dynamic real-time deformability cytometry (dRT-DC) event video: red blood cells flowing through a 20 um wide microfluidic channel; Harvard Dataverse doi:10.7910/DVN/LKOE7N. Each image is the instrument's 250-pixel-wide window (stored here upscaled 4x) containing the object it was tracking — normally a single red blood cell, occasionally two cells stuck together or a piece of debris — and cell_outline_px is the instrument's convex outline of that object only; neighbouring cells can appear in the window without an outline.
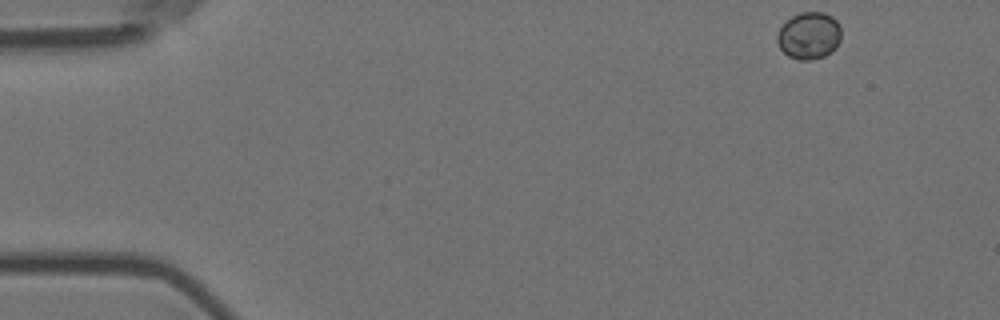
{"species": "Egyptian fruit bat (a non-hibernating species)", "species_latin": "Rousettus aegyptiacus", "temperature_condition": "room temperature", "stored_images_in_passage": 14, "camera_frame_rate_fps": 3000, "um_per_image_px": 0.085, "animal": {"sex": "female"}, "frame": {"image": 1, "passage_image": 1, "time_ms": 0.0, "image_size_px": [1000, 320], "cell_outline_px": [[840, 40], [836, 48], [832, 52], [824, 56], [812, 60], [800, 60], [788, 56], [780, 48], [776, 40], [776, 36], [780, 28], [792, 16], [800, 12], [824, 12], [832, 16], [840, 24]], "centroid_in_image_um": [68.78, 3.03], "position_along_channel_um": 16.2, "area_um2": 17.69}}
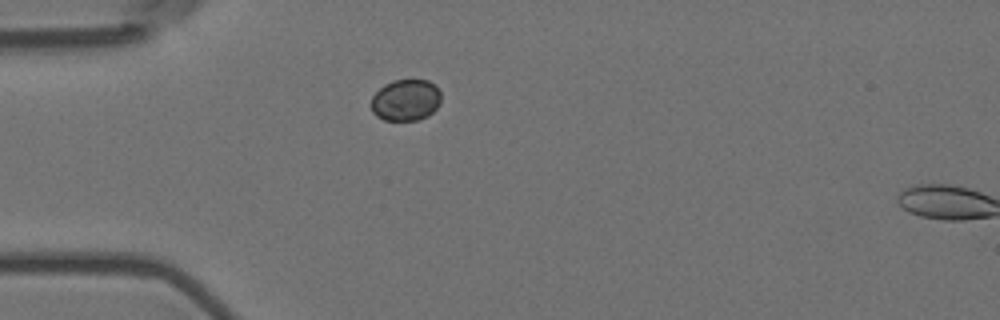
{"frame": {"image": 2, "passage_image": 12, "time_ms": 3.667, "image_size_px": [1000, 320], "cell_outline_px": [[440, 104], [428, 116], [420, 120], [384, 120], [376, 116], [372, 112], [372, 96], [384, 84], [392, 80], [428, 80], [440, 92]], "centroid_in_image_um": [34.48, 8.52], "position_along_channel_um": 50.5, "area_um2": 16.88}}